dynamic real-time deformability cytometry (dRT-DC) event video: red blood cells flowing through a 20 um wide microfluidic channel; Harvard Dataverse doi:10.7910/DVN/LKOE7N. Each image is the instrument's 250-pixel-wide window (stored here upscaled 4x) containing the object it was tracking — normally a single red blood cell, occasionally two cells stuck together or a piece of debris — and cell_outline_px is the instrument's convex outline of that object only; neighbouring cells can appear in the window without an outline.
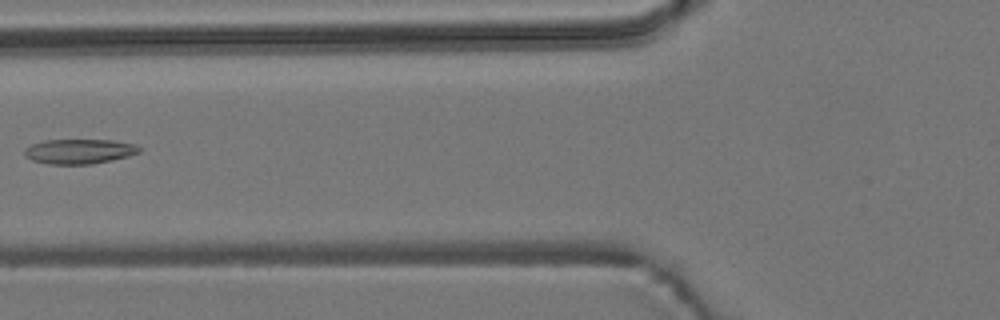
{"species": "common noctule bat (a hibernating species)", "species_latin": "Nyctalus noctula", "temperature_condition": "room temperature", "stored_images_in_passage": 4, "camera_frame_rate_fps": 3000, "um_per_image_px": 0.085, "animal": {"sex": "male", "body_mass_g": 19.2, "forearm_length_mm": 51.8}, "frame": {"image": 1, "passage_image": 3, "time_ms": 2.333, "image_size_px": [1000, 320], "cell_outline_px": [[140, 152], [128, 156], [112, 160], [92, 164], [52, 164], [32, 160], [24, 156], [24, 148], [32, 144], [44, 140], [112, 140], [136, 144], [140, 148]], "centroid_in_image_um": [6.73, 12.86], "position_along_channel_um": 119.1, "area_um2": 16.59}}
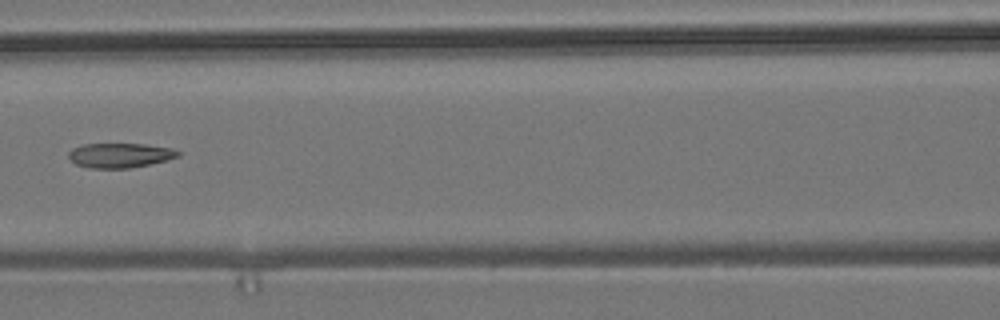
{"frame": {"image": 2, "passage_image": 4, "time_ms": 3.333, "image_size_px": [1000, 320], "cell_outline_px": [[180, 156], [168, 160], [128, 168], [88, 168], [76, 164], [68, 156], [68, 152], [72, 148], [84, 144], [144, 144], [172, 148], [180, 152]], "centroid_in_image_um": [10.2, 13.2], "position_along_channel_um": 156.4, "area_um2": 15.66}}